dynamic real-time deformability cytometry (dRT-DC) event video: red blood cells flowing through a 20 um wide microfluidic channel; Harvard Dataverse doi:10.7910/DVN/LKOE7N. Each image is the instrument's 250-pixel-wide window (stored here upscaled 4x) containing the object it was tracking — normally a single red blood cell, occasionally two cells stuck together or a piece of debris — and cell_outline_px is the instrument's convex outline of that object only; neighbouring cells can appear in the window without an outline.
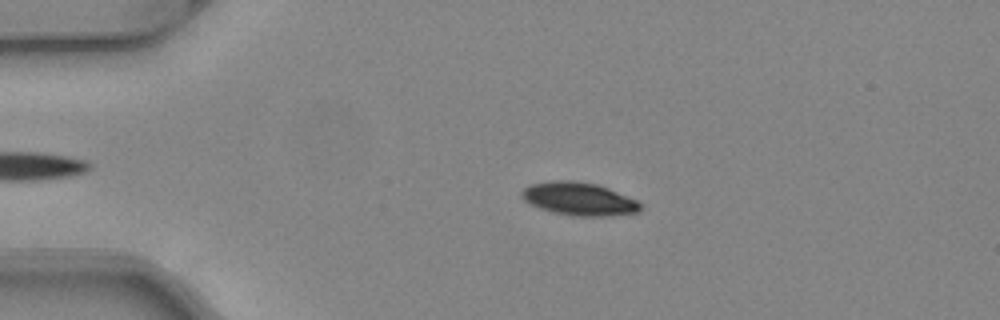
{"species": "common noctule bat (a hibernating species)", "species_latin": "Nyctalus noctula", "temperature_condition": "warm", "stored_images_in_passage": 44, "camera_frame_rate_fps": 3000, "um_per_image_px": 0.085, "animal": {"sex": "female", "body_mass_g": 24.6, "forearm_length_mm": 56.2}, "frame": {"image": 1, "passage_image": 11, "time_ms": 3.333, "image_size_px": [1000, 320], "cell_outline_px": [[640, 212], [612, 216], [576, 216], [552, 212], [540, 208], [524, 200], [520, 196], [520, 192], [524, 188], [532, 184], [552, 180], [572, 180], [596, 184], [608, 188], [636, 200], [640, 204]], "centroid_in_image_um": [49.2, 16.91], "position_along_channel_um": 35.8, "area_um2": 22.77}}
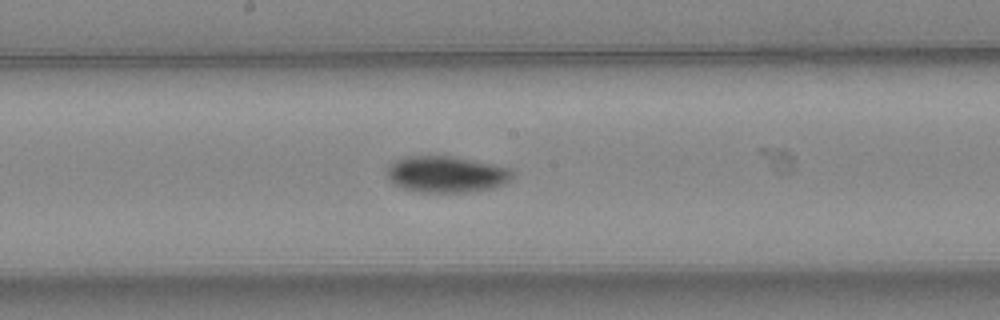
{"frame": {"image": 2, "passage_image": 27, "time_ms": 8.667, "image_size_px": [1000, 320], "cell_outline_px": [[512, 180], [504, 184], [492, 188], [468, 192], [420, 192], [404, 188], [388, 180], [388, 164], [404, 156], [452, 156], [512, 168]], "centroid_in_image_um": [37.95, 14.81], "position_along_channel_um": 210.2, "area_um2": 26.59}}
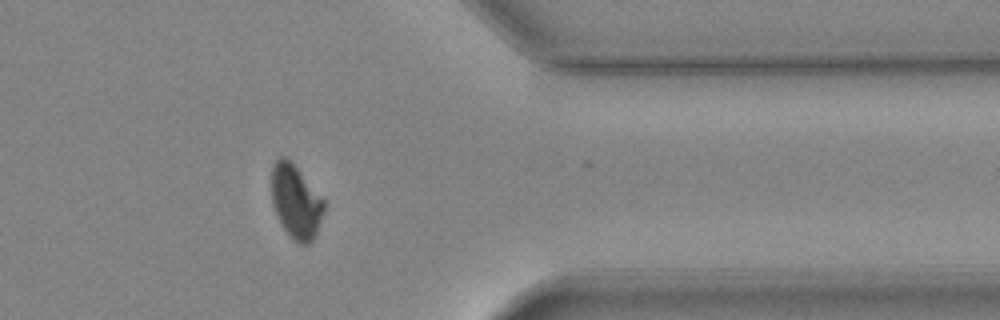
{"frame": {"image": 3, "passage_image": 41, "time_ms": 13.333, "image_size_px": [1000, 320], "cell_outline_px": [[324, 212], [316, 232], [312, 240], [308, 244], [300, 244], [280, 224], [272, 204], [272, 164], [280, 156], [284, 156], [296, 168], [324, 200]], "centroid_in_image_um": [25.13, 17.14], "position_along_channel_um": 386.3, "area_um2": 21.91}, "authors_computed_cell_mechanics": {"area_um2": 25.0852, "velocity_mm_per_s": 4.0858, "shape_relaxation_time_tau1_ms": 3.898, "shape_relaxation_time_tau2_ms": 7.3693, "deformation_change_tau1": 0.1355, "deformation_change_tau2": 0.0968}}